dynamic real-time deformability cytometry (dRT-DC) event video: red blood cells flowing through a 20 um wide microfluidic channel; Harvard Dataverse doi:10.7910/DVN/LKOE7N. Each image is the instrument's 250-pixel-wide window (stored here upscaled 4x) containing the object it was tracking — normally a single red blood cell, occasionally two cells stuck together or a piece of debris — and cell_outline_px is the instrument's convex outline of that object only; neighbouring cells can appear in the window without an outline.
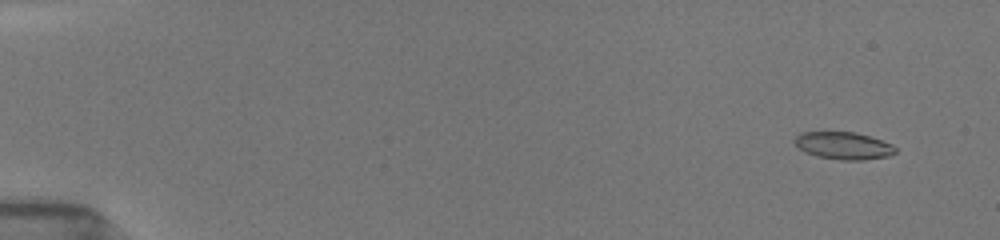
{"species": "common noctule bat (a hibernating species)", "species_latin": "Nyctalus noctula", "temperature_condition": "room temperature", "stored_images_in_passage": 32, "camera_frame_rate_fps": 3000, "um_per_image_px": 0.085, "animal": {"sex": "female", "body_mass_g": 19.5, "forearm_length_mm": 54.1}, "frame": {"image": 1, "passage_image": 4, "time_ms": 1.0, "image_size_px": [1000, 240], "cell_outline_px": [[896, 152], [888, 156], [860, 160], [840, 160], [816, 156], [804, 152], [796, 144], [796, 136], [800, 132], [856, 132], [892, 144], [896, 148]], "centroid_in_image_um": [71.7, 12.38], "position_along_channel_um": 13.3, "area_um2": 15.9}}
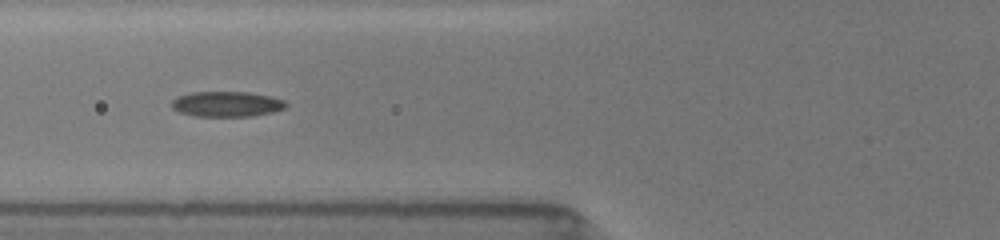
{"frame": {"image": 2, "passage_image": 20, "time_ms": 7.0, "image_size_px": [1000, 240], "cell_outline_px": [[288, 104], [284, 108], [272, 112], [252, 116], [196, 116], [180, 112], [172, 108], [172, 100], [176, 96], [188, 92], [248, 92], [272, 96], [284, 100]], "centroid_in_image_um": [19.26, 8.83], "position_along_channel_um": 106.5, "area_um2": 16.94}}
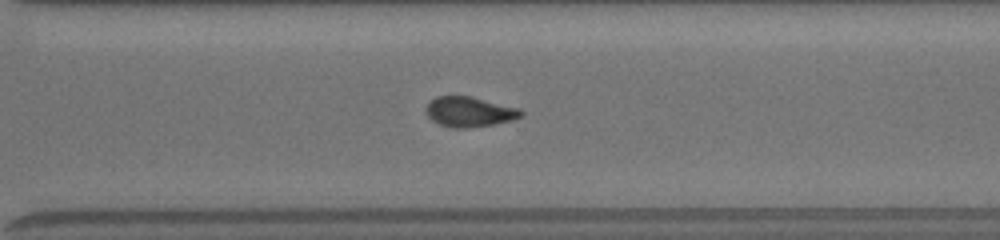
{"frame": {"image": 3, "passage_image": 32, "time_ms": 12.667, "image_size_px": [1000, 240], "cell_outline_px": [[524, 116], [516, 120], [468, 128], [456, 128], [440, 124], [432, 120], [428, 116], [428, 104], [436, 96], [472, 96], [520, 108], [524, 112]], "centroid_in_image_um": [40.0, 9.5], "position_along_channel_um": 330.6, "area_um2": 16.65}}